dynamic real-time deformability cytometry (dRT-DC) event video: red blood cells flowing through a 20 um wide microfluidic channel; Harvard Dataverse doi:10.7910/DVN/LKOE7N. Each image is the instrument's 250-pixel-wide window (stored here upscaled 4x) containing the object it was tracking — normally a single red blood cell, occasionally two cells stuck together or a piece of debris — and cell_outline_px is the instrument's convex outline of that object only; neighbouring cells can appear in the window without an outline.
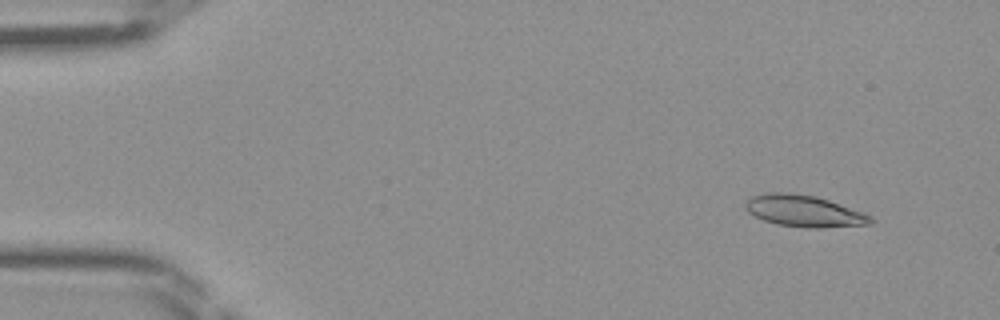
{"species": "Egyptian fruit bat (a non-hibernating species)", "species_latin": "Rousettus aegyptiacus", "temperature_condition": "room temperature", "stored_images_in_passage": 46, "camera_frame_rate_fps": 3000, "um_per_image_px": 0.085, "frame": {"image": 1, "passage_image": 4, "time_ms": 1.0, "image_size_px": [1000, 320], "cell_outline_px": [[876, 220], [872, 224], [824, 228], [804, 228], [776, 224], [764, 220], [748, 212], [744, 208], [744, 204], [752, 196], [764, 192], [788, 192], [816, 196], [864, 212], [872, 216]], "centroid_in_image_um": [68.37, 17.94], "position_along_channel_um": 16.6, "area_um2": 23.41}}
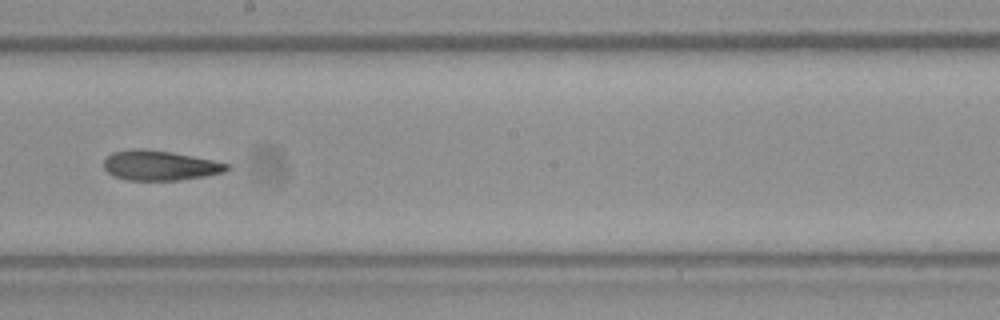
{"frame": {"image": 2, "passage_image": 26, "time_ms": 8.333, "image_size_px": [1000, 320], "cell_outline_px": [[232, 168], [224, 172], [204, 176], [180, 180], [124, 180], [112, 176], [104, 168], [104, 160], [112, 152], [132, 148], [144, 148], [172, 152], [232, 164]], "centroid_in_image_um": [13.58, 14.06], "position_along_channel_um": 234.6, "area_um2": 21.68}}
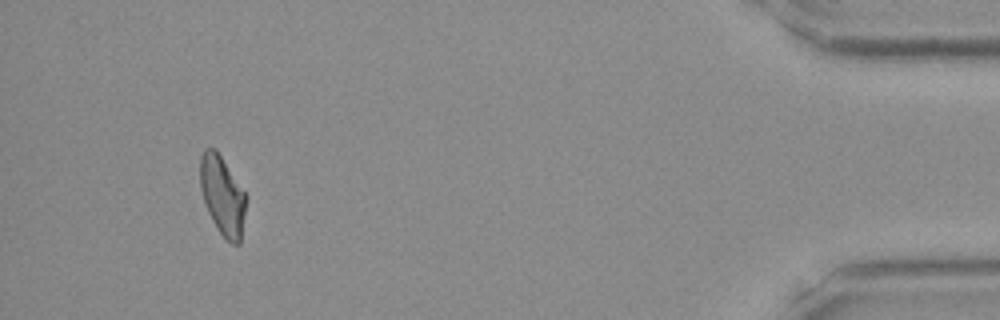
{"frame": {"image": 3, "passage_image": 43, "time_ms": 14.0, "image_size_px": [1000, 320], "cell_outline_px": [[248, 196], [240, 244], [232, 244], [216, 228], [208, 212], [200, 188], [200, 156], [204, 148], [216, 148]], "centroid_in_image_um": [18.92, 16.6], "position_along_channel_um": 416.3, "area_um2": 21.39}}